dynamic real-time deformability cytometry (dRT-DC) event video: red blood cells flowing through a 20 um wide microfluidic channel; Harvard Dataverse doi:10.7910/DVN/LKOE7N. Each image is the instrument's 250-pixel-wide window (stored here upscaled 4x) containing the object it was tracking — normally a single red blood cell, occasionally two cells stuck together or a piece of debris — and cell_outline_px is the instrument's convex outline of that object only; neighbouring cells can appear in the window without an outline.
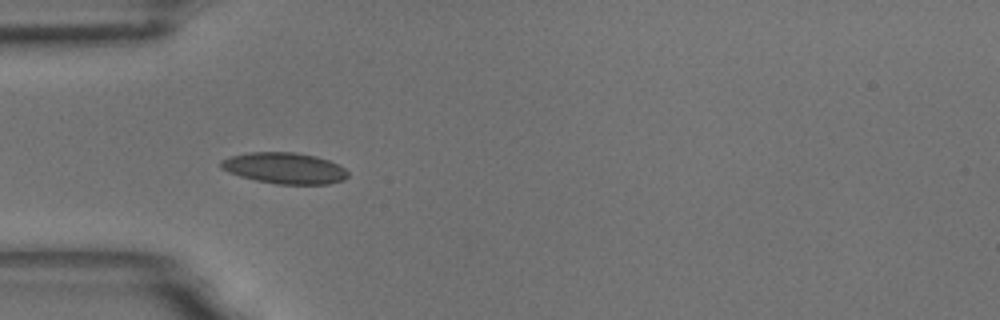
{"species": "common noctule bat (a hibernating species)", "species_latin": "Nyctalus noctula", "temperature_condition": "room temperature", "stored_images_in_passage": 19, "camera_frame_rate_fps": 3000, "um_per_image_px": 0.085, "animal": {"sex": "male", "body_mass_g": 18.8}, "frame": {"image": 1, "passage_image": 6, "time_ms": 1.667, "image_size_px": [1000, 320], "cell_outline_px": [[348, 176], [344, 180], [328, 184], [276, 184], [256, 180], [240, 176], [228, 172], [220, 168], [220, 160], [232, 156], [248, 152], [296, 152], [316, 156], [328, 160], [344, 168], [348, 172]], "centroid_in_image_um": [24.17, 14.29], "position_along_channel_um": 60.8, "area_um2": 23.06}}
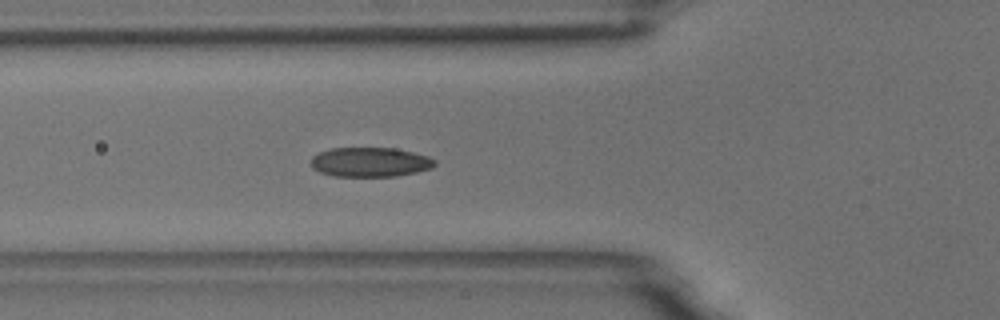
{"frame": {"image": 2, "passage_image": 9, "time_ms": 2.667, "image_size_px": [1000, 320], "cell_outline_px": [[436, 164], [432, 168], [416, 172], [396, 176], [332, 176], [320, 172], [312, 168], [312, 156], [320, 152], [332, 148], [392, 148], [412, 152], [428, 156], [436, 160]], "centroid_in_image_um": [31.47, 13.78], "position_along_channel_um": 94.3, "area_um2": 21.21}}